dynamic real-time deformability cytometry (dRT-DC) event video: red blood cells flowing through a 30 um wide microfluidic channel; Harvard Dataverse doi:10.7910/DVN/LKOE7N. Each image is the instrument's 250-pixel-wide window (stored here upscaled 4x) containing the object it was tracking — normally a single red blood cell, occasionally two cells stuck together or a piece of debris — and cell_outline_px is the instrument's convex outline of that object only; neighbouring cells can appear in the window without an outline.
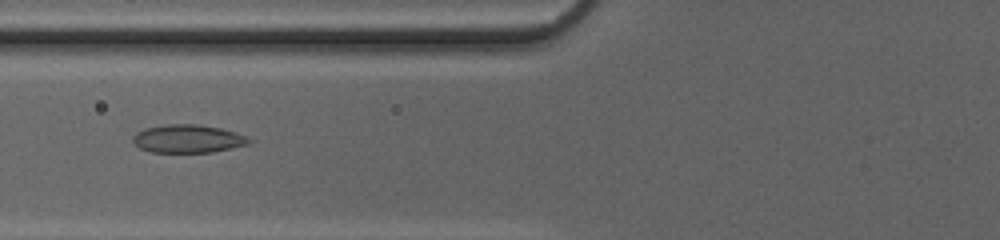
{"species": "common noctule bat (a hibernating species)", "species_latin": "Nyctalus noctula", "temperature_condition": "cold", "stored_images_in_passage": 51, "camera_frame_rate_fps": 3000, "um_per_image_px": 0.085, "animal": {"sex": "female", "body_mass_g": 20.0, "forearm_length_mm": 54.0}, "frame": {"image": 1, "passage_image": 23, "time_ms": 7.333, "image_size_px": [1000, 240], "cell_outline_px": [[252, 140], [248, 144], [212, 152], [152, 152], [140, 148], [132, 144], [132, 136], [136, 132], [144, 128], [168, 124], [200, 124], [220, 128], [236, 132]], "centroid_in_image_um": [15.91, 11.79], "position_along_channel_um": 109.9, "area_um2": 19.07}}
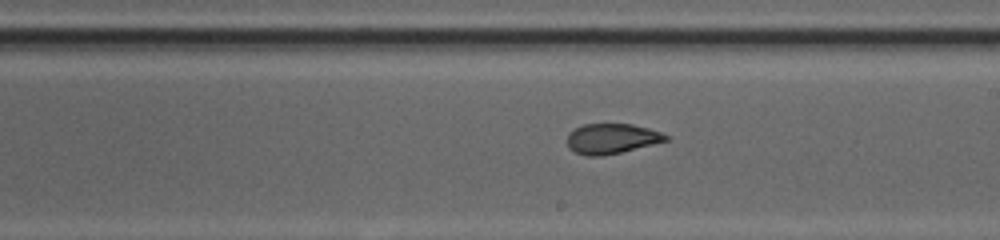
{"frame": {"image": 2, "passage_image": 32, "time_ms": 10.333, "image_size_px": [1000, 240], "cell_outline_px": [[668, 140], [620, 152], [600, 156], [584, 156], [568, 148], [568, 132], [584, 124], [632, 124], [648, 128], [660, 132], [668, 136]], "centroid_in_image_um": [51.96, 11.78], "position_along_channel_um": 237.0, "area_um2": 17.11}}
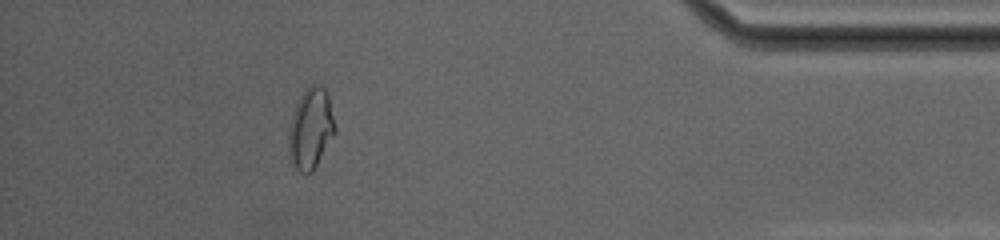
{"frame": {"image": 3, "passage_image": 47, "time_ms": 15.333, "image_size_px": [1000, 240], "cell_outline_px": [[336, 132], [312, 172], [300, 172], [296, 168], [292, 160], [288, 148], [288, 132], [292, 116], [296, 104], [304, 88], [312, 84], [324, 88], [328, 96], [336, 128]], "centroid_in_image_um": [26.41, 10.91], "position_along_channel_um": 408.8, "area_um2": 21.5}, "authors_computed_cell_mechanics": {"area_um2": 19.363, "velocity_mm_per_s": 4.2362, "shape_relaxation_time_tau1_ms": null, "shape_relaxation_time_tau2_ms": 1.2044, "deformation_change_tau1": null, "deformation_change_tau2": 0.0863}}